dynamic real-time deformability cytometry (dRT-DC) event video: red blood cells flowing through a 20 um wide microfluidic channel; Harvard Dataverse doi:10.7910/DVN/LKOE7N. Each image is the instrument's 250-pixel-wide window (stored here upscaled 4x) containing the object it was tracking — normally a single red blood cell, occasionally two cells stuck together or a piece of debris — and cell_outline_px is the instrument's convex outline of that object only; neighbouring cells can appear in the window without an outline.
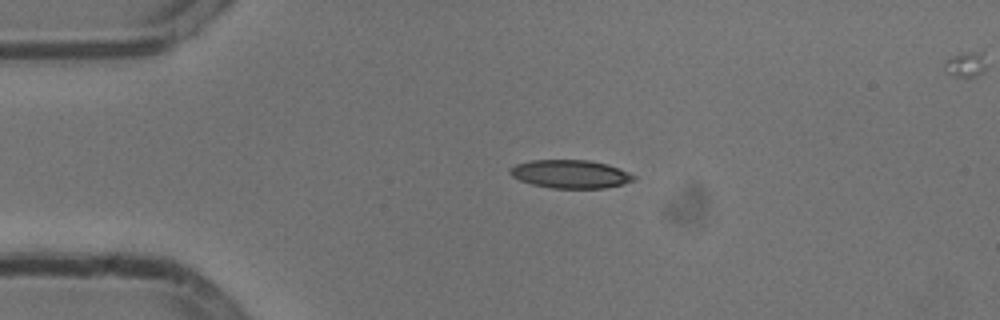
{"species": "common noctule bat (a hibernating species)", "species_latin": "Nyctalus noctula", "temperature_condition": "cold", "stored_images_in_passage": 44, "camera_frame_rate_fps": 3000, "um_per_image_px": 0.085, "animal": {"sex": "male", "body_mass_g": 13.3}, "frame": {"image": 1, "passage_image": 1, "time_ms": 0.0, "image_size_px": [1000, 320], "cell_outline_px": [[636, 180], [624, 184], [604, 188], [552, 188], [532, 184], [520, 180], [512, 176], [508, 172], [508, 168], [516, 164], [532, 160], [588, 160], [608, 164], [628, 172], [636, 176]], "centroid_in_image_um": [48.49, 14.79], "position_along_channel_um": 36.5, "area_um2": 20.46}}
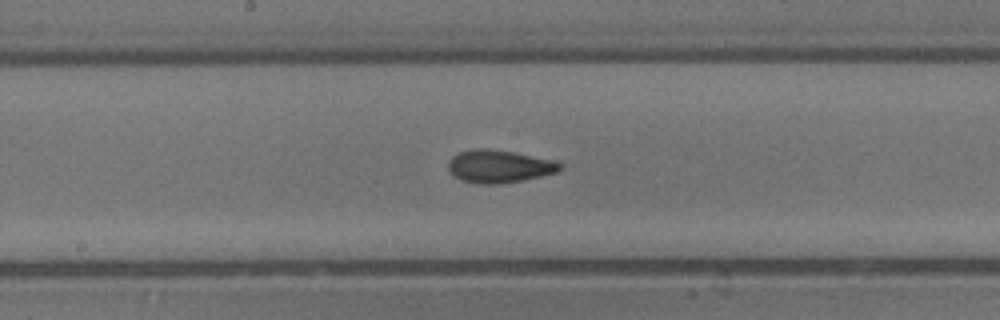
{"frame": {"image": 2, "passage_image": 17, "time_ms": 5.333, "image_size_px": [1000, 320], "cell_outline_px": [[564, 168], [556, 172], [540, 176], [500, 184], [480, 184], [460, 180], [452, 176], [448, 168], [448, 160], [452, 156], [460, 152], [476, 148], [488, 148], [512, 152], [556, 160], [564, 164]], "centroid_in_image_um": [42.42, 14.14], "position_along_channel_um": 205.8, "area_um2": 21.5}}
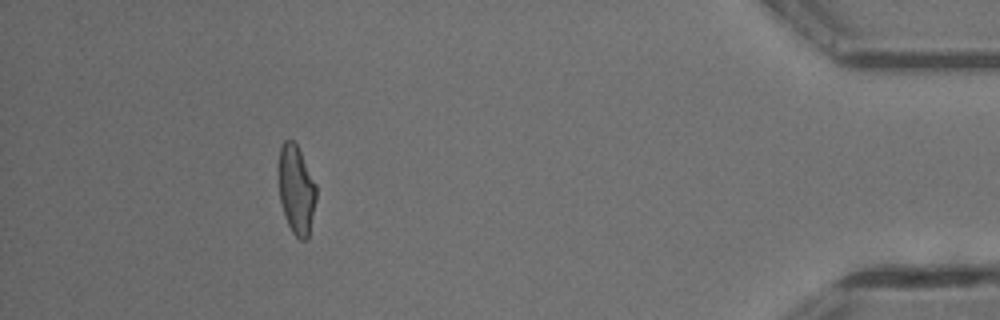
{"frame": {"image": 3, "passage_image": 38, "time_ms": 12.333, "image_size_px": [1000, 320], "cell_outline_px": [[316, 200], [308, 236], [304, 240], [300, 240], [292, 232], [284, 216], [280, 200], [280, 148], [284, 140], [292, 140], [296, 144], [316, 184]], "centroid_in_image_um": [25.2, 16.15], "position_along_channel_um": 410.0, "area_um2": 18.96}}